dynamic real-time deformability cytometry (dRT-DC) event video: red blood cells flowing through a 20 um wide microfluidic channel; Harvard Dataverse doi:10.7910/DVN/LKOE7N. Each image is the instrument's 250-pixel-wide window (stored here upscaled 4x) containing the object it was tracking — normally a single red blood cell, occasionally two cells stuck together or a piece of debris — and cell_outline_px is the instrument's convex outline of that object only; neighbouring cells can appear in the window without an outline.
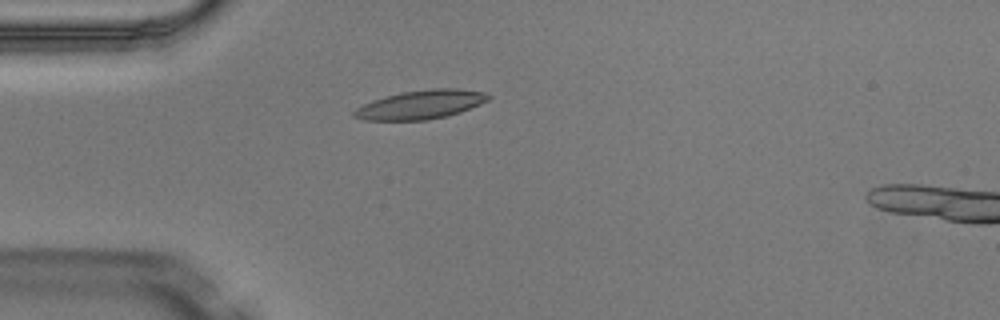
{"species": "Egyptian fruit bat (a non-hibernating species)", "species_latin": "Rousettus aegyptiacus", "temperature_condition": "warm", "stored_images_in_passage": 5, "camera_frame_rate_fps": 3000, "um_per_image_px": 0.085, "animal": {"sex": "male"}, "frame": {"image": 1, "passage_image": 4, "time_ms": 1.0, "image_size_px": [1000, 320], "cell_outline_px": [[492, 96], [488, 100], [480, 104], [460, 112], [448, 116], [428, 120], [364, 120], [352, 116], [352, 112], [356, 108], [372, 100], [400, 92], [432, 88], [460, 88], [484, 92]], "centroid_in_image_um": [35.77, 8.88], "position_along_channel_um": 49.2, "area_um2": 22.72}}